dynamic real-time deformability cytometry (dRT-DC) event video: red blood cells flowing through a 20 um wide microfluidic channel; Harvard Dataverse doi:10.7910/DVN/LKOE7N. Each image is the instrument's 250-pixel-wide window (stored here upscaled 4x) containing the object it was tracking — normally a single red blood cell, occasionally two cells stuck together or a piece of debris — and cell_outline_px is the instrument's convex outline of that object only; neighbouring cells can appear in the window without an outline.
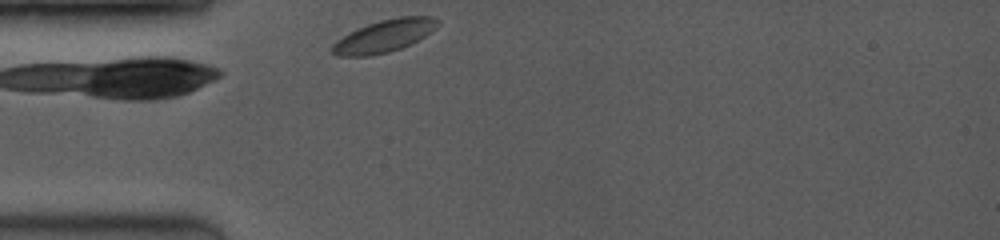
{"species": "common noctule bat (a hibernating species)", "species_latin": "Nyctalus noctula", "temperature_condition": "room temperature", "stored_images_in_passage": 12, "camera_frame_rate_fps": 3500, "um_per_image_px": 0.085, "animal": {"sex": "female", "body_mass_g": 19.0, "forearm_length_mm": 53.3}, "frame": {"image": 1, "passage_image": 1, "time_ms": 0.0, "image_size_px": [1000, 240], "cell_outline_px": [[440, 24], [436, 28], [412, 44], [388, 52], [368, 56], [336, 56], [328, 52], [328, 48], [336, 40], [368, 24], [380, 20], [400, 16], [432, 16], [440, 20]], "centroid_in_image_um": [32.65, 3.07], "position_along_channel_um": 52.4, "area_um2": 20.0}}
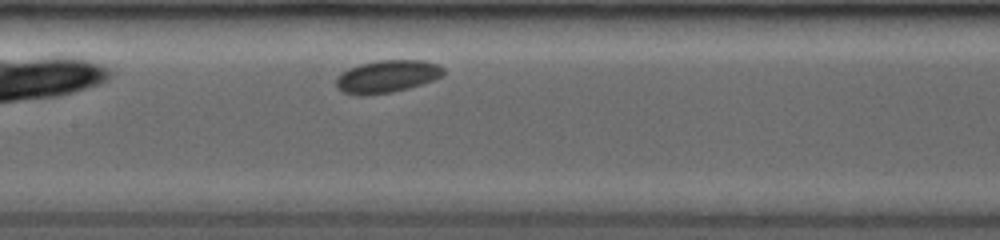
{"frame": {"image": 2, "passage_image": 7, "time_ms": 3.429, "image_size_px": [1000, 240], "cell_outline_px": [[444, 76], [436, 80], [408, 88], [392, 92], [364, 96], [360, 96], [340, 92], [336, 88], [336, 76], [348, 68], [360, 64], [380, 60], [424, 60], [440, 64], [444, 68]], "centroid_in_image_um": [32.91, 6.5], "position_along_channel_um": 174.5, "area_um2": 20.81}}
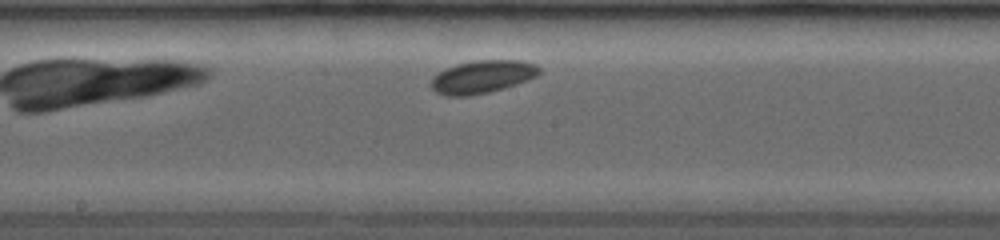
{"frame": {"image": 3, "passage_image": 9, "time_ms": 4.286, "image_size_px": [1000, 240], "cell_outline_px": [[540, 72], [536, 76], [528, 80], [504, 88], [488, 92], [468, 96], [444, 96], [436, 92], [428, 84], [432, 76], [436, 72], [444, 68], [456, 64], [472, 60], [520, 60], [536, 64], [540, 68]], "centroid_in_image_um": [40.93, 6.52], "position_along_channel_um": 207.3, "area_um2": 21.1}}